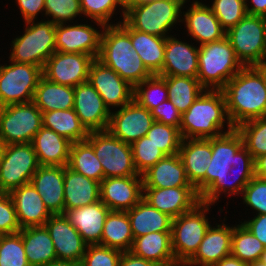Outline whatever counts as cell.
Instances as JSON below:
<instances>
[{
	"mask_svg": "<svg viewBox=\"0 0 266 266\" xmlns=\"http://www.w3.org/2000/svg\"><path fill=\"white\" fill-rule=\"evenodd\" d=\"M211 150V162L206 169V190L199 196L200 202L210 205L217 201L220 192L242 194L255 176L254 158L243 146V139L236 128L211 138ZM237 169L240 171L235 174L233 184L228 181L229 176Z\"/></svg>",
	"mask_w": 266,
	"mask_h": 266,
	"instance_id": "cell-1",
	"label": "cell"
},
{
	"mask_svg": "<svg viewBox=\"0 0 266 266\" xmlns=\"http://www.w3.org/2000/svg\"><path fill=\"white\" fill-rule=\"evenodd\" d=\"M221 91L234 128L243 122L266 117L265 64L244 66Z\"/></svg>",
	"mask_w": 266,
	"mask_h": 266,
	"instance_id": "cell-2",
	"label": "cell"
},
{
	"mask_svg": "<svg viewBox=\"0 0 266 266\" xmlns=\"http://www.w3.org/2000/svg\"><path fill=\"white\" fill-rule=\"evenodd\" d=\"M102 29L105 31L101 35L99 61L133 87L153 75L133 50L130 35L119 24L107 25Z\"/></svg>",
	"mask_w": 266,
	"mask_h": 266,
	"instance_id": "cell-3",
	"label": "cell"
},
{
	"mask_svg": "<svg viewBox=\"0 0 266 266\" xmlns=\"http://www.w3.org/2000/svg\"><path fill=\"white\" fill-rule=\"evenodd\" d=\"M227 119L228 132L234 129L229 120L221 90H205L181 115L180 133L183 139L218 137Z\"/></svg>",
	"mask_w": 266,
	"mask_h": 266,
	"instance_id": "cell-4",
	"label": "cell"
},
{
	"mask_svg": "<svg viewBox=\"0 0 266 266\" xmlns=\"http://www.w3.org/2000/svg\"><path fill=\"white\" fill-rule=\"evenodd\" d=\"M198 49L197 79L206 90H221L244 67L226 36Z\"/></svg>",
	"mask_w": 266,
	"mask_h": 266,
	"instance_id": "cell-5",
	"label": "cell"
},
{
	"mask_svg": "<svg viewBox=\"0 0 266 266\" xmlns=\"http://www.w3.org/2000/svg\"><path fill=\"white\" fill-rule=\"evenodd\" d=\"M265 31V18L249 14L226 31L225 36L243 66L266 64Z\"/></svg>",
	"mask_w": 266,
	"mask_h": 266,
	"instance_id": "cell-6",
	"label": "cell"
},
{
	"mask_svg": "<svg viewBox=\"0 0 266 266\" xmlns=\"http://www.w3.org/2000/svg\"><path fill=\"white\" fill-rule=\"evenodd\" d=\"M209 206L211 205L200 202L191 211L172 220V250L180 266H184L195 255L210 227L205 216Z\"/></svg>",
	"mask_w": 266,
	"mask_h": 266,
	"instance_id": "cell-7",
	"label": "cell"
},
{
	"mask_svg": "<svg viewBox=\"0 0 266 266\" xmlns=\"http://www.w3.org/2000/svg\"><path fill=\"white\" fill-rule=\"evenodd\" d=\"M186 0H153L131 6L123 18L133 29L165 37L169 28L180 20V12Z\"/></svg>",
	"mask_w": 266,
	"mask_h": 266,
	"instance_id": "cell-8",
	"label": "cell"
},
{
	"mask_svg": "<svg viewBox=\"0 0 266 266\" xmlns=\"http://www.w3.org/2000/svg\"><path fill=\"white\" fill-rule=\"evenodd\" d=\"M24 35L12 41L10 61L28 63L43 69L48 58L56 51V25L52 21H29Z\"/></svg>",
	"mask_w": 266,
	"mask_h": 266,
	"instance_id": "cell-9",
	"label": "cell"
},
{
	"mask_svg": "<svg viewBox=\"0 0 266 266\" xmlns=\"http://www.w3.org/2000/svg\"><path fill=\"white\" fill-rule=\"evenodd\" d=\"M86 140L93 146L104 171V178L141 176L133 162L129 144L113 136L108 130L89 132Z\"/></svg>",
	"mask_w": 266,
	"mask_h": 266,
	"instance_id": "cell-10",
	"label": "cell"
},
{
	"mask_svg": "<svg viewBox=\"0 0 266 266\" xmlns=\"http://www.w3.org/2000/svg\"><path fill=\"white\" fill-rule=\"evenodd\" d=\"M42 127V111L33 102L0 107V141L4 145L31 143Z\"/></svg>",
	"mask_w": 266,
	"mask_h": 266,
	"instance_id": "cell-11",
	"label": "cell"
},
{
	"mask_svg": "<svg viewBox=\"0 0 266 266\" xmlns=\"http://www.w3.org/2000/svg\"><path fill=\"white\" fill-rule=\"evenodd\" d=\"M40 164L32 143L4 145L0 159V187L4 193L30 183Z\"/></svg>",
	"mask_w": 266,
	"mask_h": 266,
	"instance_id": "cell-12",
	"label": "cell"
},
{
	"mask_svg": "<svg viewBox=\"0 0 266 266\" xmlns=\"http://www.w3.org/2000/svg\"><path fill=\"white\" fill-rule=\"evenodd\" d=\"M11 63L0 66V107L32 102L35 89L43 76L39 66L14 61Z\"/></svg>",
	"mask_w": 266,
	"mask_h": 266,
	"instance_id": "cell-13",
	"label": "cell"
},
{
	"mask_svg": "<svg viewBox=\"0 0 266 266\" xmlns=\"http://www.w3.org/2000/svg\"><path fill=\"white\" fill-rule=\"evenodd\" d=\"M94 60L87 54L55 51L46 61L42 74L53 83L75 87L88 81Z\"/></svg>",
	"mask_w": 266,
	"mask_h": 266,
	"instance_id": "cell-14",
	"label": "cell"
},
{
	"mask_svg": "<svg viewBox=\"0 0 266 266\" xmlns=\"http://www.w3.org/2000/svg\"><path fill=\"white\" fill-rule=\"evenodd\" d=\"M154 122L151 111L133 99L116 113L111 112L107 130L126 144L132 145L146 136Z\"/></svg>",
	"mask_w": 266,
	"mask_h": 266,
	"instance_id": "cell-15",
	"label": "cell"
},
{
	"mask_svg": "<svg viewBox=\"0 0 266 266\" xmlns=\"http://www.w3.org/2000/svg\"><path fill=\"white\" fill-rule=\"evenodd\" d=\"M88 81L108 108L123 107L133 100L134 87L98 59L90 66Z\"/></svg>",
	"mask_w": 266,
	"mask_h": 266,
	"instance_id": "cell-16",
	"label": "cell"
},
{
	"mask_svg": "<svg viewBox=\"0 0 266 266\" xmlns=\"http://www.w3.org/2000/svg\"><path fill=\"white\" fill-rule=\"evenodd\" d=\"M73 109L88 132L107 130L110 109L89 81L74 87Z\"/></svg>",
	"mask_w": 266,
	"mask_h": 266,
	"instance_id": "cell-17",
	"label": "cell"
},
{
	"mask_svg": "<svg viewBox=\"0 0 266 266\" xmlns=\"http://www.w3.org/2000/svg\"><path fill=\"white\" fill-rule=\"evenodd\" d=\"M59 260L81 263L88 244L64 214L51 215L45 222Z\"/></svg>",
	"mask_w": 266,
	"mask_h": 266,
	"instance_id": "cell-18",
	"label": "cell"
},
{
	"mask_svg": "<svg viewBox=\"0 0 266 266\" xmlns=\"http://www.w3.org/2000/svg\"><path fill=\"white\" fill-rule=\"evenodd\" d=\"M142 197V176L111 177L100 182V200L111 211H127Z\"/></svg>",
	"mask_w": 266,
	"mask_h": 266,
	"instance_id": "cell-19",
	"label": "cell"
},
{
	"mask_svg": "<svg viewBox=\"0 0 266 266\" xmlns=\"http://www.w3.org/2000/svg\"><path fill=\"white\" fill-rule=\"evenodd\" d=\"M178 154L189 182L200 196L206 190V169L212 156L211 138L182 139Z\"/></svg>",
	"mask_w": 266,
	"mask_h": 266,
	"instance_id": "cell-20",
	"label": "cell"
},
{
	"mask_svg": "<svg viewBox=\"0 0 266 266\" xmlns=\"http://www.w3.org/2000/svg\"><path fill=\"white\" fill-rule=\"evenodd\" d=\"M142 198L173 219L200 203L194 187L143 188Z\"/></svg>",
	"mask_w": 266,
	"mask_h": 266,
	"instance_id": "cell-21",
	"label": "cell"
},
{
	"mask_svg": "<svg viewBox=\"0 0 266 266\" xmlns=\"http://www.w3.org/2000/svg\"><path fill=\"white\" fill-rule=\"evenodd\" d=\"M101 35L90 25H56V51L64 53H82L95 59L100 53Z\"/></svg>",
	"mask_w": 266,
	"mask_h": 266,
	"instance_id": "cell-22",
	"label": "cell"
},
{
	"mask_svg": "<svg viewBox=\"0 0 266 266\" xmlns=\"http://www.w3.org/2000/svg\"><path fill=\"white\" fill-rule=\"evenodd\" d=\"M198 54L197 47L166 36L164 63L157 75L197 78Z\"/></svg>",
	"mask_w": 266,
	"mask_h": 266,
	"instance_id": "cell-23",
	"label": "cell"
},
{
	"mask_svg": "<svg viewBox=\"0 0 266 266\" xmlns=\"http://www.w3.org/2000/svg\"><path fill=\"white\" fill-rule=\"evenodd\" d=\"M110 211L99 200L90 205L68 209L64 212V215L88 245H101L104 223Z\"/></svg>",
	"mask_w": 266,
	"mask_h": 266,
	"instance_id": "cell-24",
	"label": "cell"
},
{
	"mask_svg": "<svg viewBox=\"0 0 266 266\" xmlns=\"http://www.w3.org/2000/svg\"><path fill=\"white\" fill-rule=\"evenodd\" d=\"M9 194L14 202L21 229L44 226L52 215L31 182L15 188Z\"/></svg>",
	"mask_w": 266,
	"mask_h": 266,
	"instance_id": "cell-25",
	"label": "cell"
},
{
	"mask_svg": "<svg viewBox=\"0 0 266 266\" xmlns=\"http://www.w3.org/2000/svg\"><path fill=\"white\" fill-rule=\"evenodd\" d=\"M30 182L52 215L64 214V166H40Z\"/></svg>",
	"mask_w": 266,
	"mask_h": 266,
	"instance_id": "cell-26",
	"label": "cell"
},
{
	"mask_svg": "<svg viewBox=\"0 0 266 266\" xmlns=\"http://www.w3.org/2000/svg\"><path fill=\"white\" fill-rule=\"evenodd\" d=\"M233 227L225 224L207 229L195 255L184 265L213 266L231 254Z\"/></svg>",
	"mask_w": 266,
	"mask_h": 266,
	"instance_id": "cell-27",
	"label": "cell"
},
{
	"mask_svg": "<svg viewBox=\"0 0 266 266\" xmlns=\"http://www.w3.org/2000/svg\"><path fill=\"white\" fill-rule=\"evenodd\" d=\"M141 176L143 188L193 187L179 154L166 156Z\"/></svg>",
	"mask_w": 266,
	"mask_h": 266,
	"instance_id": "cell-28",
	"label": "cell"
},
{
	"mask_svg": "<svg viewBox=\"0 0 266 266\" xmlns=\"http://www.w3.org/2000/svg\"><path fill=\"white\" fill-rule=\"evenodd\" d=\"M184 14L186 28L189 34L200 41V46L206 43L221 40L226 31L221 27L219 20L209 6L195 1Z\"/></svg>",
	"mask_w": 266,
	"mask_h": 266,
	"instance_id": "cell-29",
	"label": "cell"
},
{
	"mask_svg": "<svg viewBox=\"0 0 266 266\" xmlns=\"http://www.w3.org/2000/svg\"><path fill=\"white\" fill-rule=\"evenodd\" d=\"M40 166H67L72 142L42 127L31 142Z\"/></svg>",
	"mask_w": 266,
	"mask_h": 266,
	"instance_id": "cell-30",
	"label": "cell"
},
{
	"mask_svg": "<svg viewBox=\"0 0 266 266\" xmlns=\"http://www.w3.org/2000/svg\"><path fill=\"white\" fill-rule=\"evenodd\" d=\"M100 200V183L64 166V212Z\"/></svg>",
	"mask_w": 266,
	"mask_h": 266,
	"instance_id": "cell-31",
	"label": "cell"
},
{
	"mask_svg": "<svg viewBox=\"0 0 266 266\" xmlns=\"http://www.w3.org/2000/svg\"><path fill=\"white\" fill-rule=\"evenodd\" d=\"M130 252L160 266H180L172 250L171 232H150L136 237Z\"/></svg>",
	"mask_w": 266,
	"mask_h": 266,
	"instance_id": "cell-32",
	"label": "cell"
},
{
	"mask_svg": "<svg viewBox=\"0 0 266 266\" xmlns=\"http://www.w3.org/2000/svg\"><path fill=\"white\" fill-rule=\"evenodd\" d=\"M131 37L135 50L146 68L153 74H158L163 67L166 37H158L133 29L124 19L118 23Z\"/></svg>",
	"mask_w": 266,
	"mask_h": 266,
	"instance_id": "cell-33",
	"label": "cell"
},
{
	"mask_svg": "<svg viewBox=\"0 0 266 266\" xmlns=\"http://www.w3.org/2000/svg\"><path fill=\"white\" fill-rule=\"evenodd\" d=\"M126 212L134 238L150 232H171L173 218L160 212L143 198Z\"/></svg>",
	"mask_w": 266,
	"mask_h": 266,
	"instance_id": "cell-34",
	"label": "cell"
},
{
	"mask_svg": "<svg viewBox=\"0 0 266 266\" xmlns=\"http://www.w3.org/2000/svg\"><path fill=\"white\" fill-rule=\"evenodd\" d=\"M19 233L30 266H44L57 259L53 241L45 226L23 228Z\"/></svg>",
	"mask_w": 266,
	"mask_h": 266,
	"instance_id": "cell-35",
	"label": "cell"
},
{
	"mask_svg": "<svg viewBox=\"0 0 266 266\" xmlns=\"http://www.w3.org/2000/svg\"><path fill=\"white\" fill-rule=\"evenodd\" d=\"M32 102L42 112L72 109L74 87L53 83L42 76L35 89Z\"/></svg>",
	"mask_w": 266,
	"mask_h": 266,
	"instance_id": "cell-36",
	"label": "cell"
},
{
	"mask_svg": "<svg viewBox=\"0 0 266 266\" xmlns=\"http://www.w3.org/2000/svg\"><path fill=\"white\" fill-rule=\"evenodd\" d=\"M133 241L127 212L110 211L104 223L101 245L126 252L131 250Z\"/></svg>",
	"mask_w": 266,
	"mask_h": 266,
	"instance_id": "cell-37",
	"label": "cell"
},
{
	"mask_svg": "<svg viewBox=\"0 0 266 266\" xmlns=\"http://www.w3.org/2000/svg\"><path fill=\"white\" fill-rule=\"evenodd\" d=\"M42 122L43 127L55 131L72 143L86 140L89 134L73 108L42 112Z\"/></svg>",
	"mask_w": 266,
	"mask_h": 266,
	"instance_id": "cell-38",
	"label": "cell"
},
{
	"mask_svg": "<svg viewBox=\"0 0 266 266\" xmlns=\"http://www.w3.org/2000/svg\"><path fill=\"white\" fill-rule=\"evenodd\" d=\"M67 167L99 183L104 179L102 164L87 140L72 143Z\"/></svg>",
	"mask_w": 266,
	"mask_h": 266,
	"instance_id": "cell-39",
	"label": "cell"
},
{
	"mask_svg": "<svg viewBox=\"0 0 266 266\" xmlns=\"http://www.w3.org/2000/svg\"><path fill=\"white\" fill-rule=\"evenodd\" d=\"M166 81L168 99L183 114L193 102L205 92L197 78L182 76H162Z\"/></svg>",
	"mask_w": 266,
	"mask_h": 266,
	"instance_id": "cell-40",
	"label": "cell"
},
{
	"mask_svg": "<svg viewBox=\"0 0 266 266\" xmlns=\"http://www.w3.org/2000/svg\"><path fill=\"white\" fill-rule=\"evenodd\" d=\"M265 246L243 224L233 227L231 254L245 263L261 259Z\"/></svg>",
	"mask_w": 266,
	"mask_h": 266,
	"instance_id": "cell-41",
	"label": "cell"
},
{
	"mask_svg": "<svg viewBox=\"0 0 266 266\" xmlns=\"http://www.w3.org/2000/svg\"><path fill=\"white\" fill-rule=\"evenodd\" d=\"M143 86L148 89H145ZM133 99L140 106L152 111L160 103L168 99V90L165 79L162 76L155 74L146 80H143L134 87Z\"/></svg>",
	"mask_w": 266,
	"mask_h": 266,
	"instance_id": "cell-42",
	"label": "cell"
},
{
	"mask_svg": "<svg viewBox=\"0 0 266 266\" xmlns=\"http://www.w3.org/2000/svg\"><path fill=\"white\" fill-rule=\"evenodd\" d=\"M236 129L243 139V146L254 159L266 154V117L243 122Z\"/></svg>",
	"mask_w": 266,
	"mask_h": 266,
	"instance_id": "cell-43",
	"label": "cell"
},
{
	"mask_svg": "<svg viewBox=\"0 0 266 266\" xmlns=\"http://www.w3.org/2000/svg\"><path fill=\"white\" fill-rule=\"evenodd\" d=\"M146 136L167 156L178 154L183 139L179 128L156 121Z\"/></svg>",
	"mask_w": 266,
	"mask_h": 266,
	"instance_id": "cell-44",
	"label": "cell"
},
{
	"mask_svg": "<svg viewBox=\"0 0 266 266\" xmlns=\"http://www.w3.org/2000/svg\"><path fill=\"white\" fill-rule=\"evenodd\" d=\"M0 266H30L19 232L0 235Z\"/></svg>",
	"mask_w": 266,
	"mask_h": 266,
	"instance_id": "cell-45",
	"label": "cell"
},
{
	"mask_svg": "<svg viewBox=\"0 0 266 266\" xmlns=\"http://www.w3.org/2000/svg\"><path fill=\"white\" fill-rule=\"evenodd\" d=\"M131 147L133 151V162L139 175H142L158 161L167 156L147 136L136 140Z\"/></svg>",
	"mask_w": 266,
	"mask_h": 266,
	"instance_id": "cell-46",
	"label": "cell"
},
{
	"mask_svg": "<svg viewBox=\"0 0 266 266\" xmlns=\"http://www.w3.org/2000/svg\"><path fill=\"white\" fill-rule=\"evenodd\" d=\"M247 0H214L211 10L219 20L221 27L227 31L246 15Z\"/></svg>",
	"mask_w": 266,
	"mask_h": 266,
	"instance_id": "cell-47",
	"label": "cell"
},
{
	"mask_svg": "<svg viewBox=\"0 0 266 266\" xmlns=\"http://www.w3.org/2000/svg\"><path fill=\"white\" fill-rule=\"evenodd\" d=\"M122 252L99 244L88 245L80 266H118Z\"/></svg>",
	"mask_w": 266,
	"mask_h": 266,
	"instance_id": "cell-48",
	"label": "cell"
},
{
	"mask_svg": "<svg viewBox=\"0 0 266 266\" xmlns=\"http://www.w3.org/2000/svg\"><path fill=\"white\" fill-rule=\"evenodd\" d=\"M45 15H51L55 25L64 24L81 14L80 0H45Z\"/></svg>",
	"mask_w": 266,
	"mask_h": 266,
	"instance_id": "cell-49",
	"label": "cell"
},
{
	"mask_svg": "<svg viewBox=\"0 0 266 266\" xmlns=\"http://www.w3.org/2000/svg\"><path fill=\"white\" fill-rule=\"evenodd\" d=\"M119 5L116 0H80L82 14L89 16L91 19L101 25V28L107 25L112 14Z\"/></svg>",
	"mask_w": 266,
	"mask_h": 266,
	"instance_id": "cell-50",
	"label": "cell"
},
{
	"mask_svg": "<svg viewBox=\"0 0 266 266\" xmlns=\"http://www.w3.org/2000/svg\"><path fill=\"white\" fill-rule=\"evenodd\" d=\"M242 194L244 203L257 210L258 215L266 214V179L254 176Z\"/></svg>",
	"mask_w": 266,
	"mask_h": 266,
	"instance_id": "cell-51",
	"label": "cell"
},
{
	"mask_svg": "<svg viewBox=\"0 0 266 266\" xmlns=\"http://www.w3.org/2000/svg\"><path fill=\"white\" fill-rule=\"evenodd\" d=\"M20 230L14 202L9 193H3L0 195V235L14 234Z\"/></svg>",
	"mask_w": 266,
	"mask_h": 266,
	"instance_id": "cell-52",
	"label": "cell"
},
{
	"mask_svg": "<svg viewBox=\"0 0 266 266\" xmlns=\"http://www.w3.org/2000/svg\"><path fill=\"white\" fill-rule=\"evenodd\" d=\"M151 113L156 122L180 127L182 114L169 99L160 103Z\"/></svg>",
	"mask_w": 266,
	"mask_h": 266,
	"instance_id": "cell-53",
	"label": "cell"
},
{
	"mask_svg": "<svg viewBox=\"0 0 266 266\" xmlns=\"http://www.w3.org/2000/svg\"><path fill=\"white\" fill-rule=\"evenodd\" d=\"M25 22L34 21L38 12L45 9V0H16Z\"/></svg>",
	"mask_w": 266,
	"mask_h": 266,
	"instance_id": "cell-54",
	"label": "cell"
},
{
	"mask_svg": "<svg viewBox=\"0 0 266 266\" xmlns=\"http://www.w3.org/2000/svg\"><path fill=\"white\" fill-rule=\"evenodd\" d=\"M266 248V214L257 215L242 223Z\"/></svg>",
	"mask_w": 266,
	"mask_h": 266,
	"instance_id": "cell-55",
	"label": "cell"
},
{
	"mask_svg": "<svg viewBox=\"0 0 266 266\" xmlns=\"http://www.w3.org/2000/svg\"><path fill=\"white\" fill-rule=\"evenodd\" d=\"M118 266H160L159 264L134 255L130 251L122 252Z\"/></svg>",
	"mask_w": 266,
	"mask_h": 266,
	"instance_id": "cell-56",
	"label": "cell"
},
{
	"mask_svg": "<svg viewBox=\"0 0 266 266\" xmlns=\"http://www.w3.org/2000/svg\"><path fill=\"white\" fill-rule=\"evenodd\" d=\"M251 3L253 7L249 8L245 2L247 14L266 17V0H251Z\"/></svg>",
	"mask_w": 266,
	"mask_h": 266,
	"instance_id": "cell-57",
	"label": "cell"
},
{
	"mask_svg": "<svg viewBox=\"0 0 266 266\" xmlns=\"http://www.w3.org/2000/svg\"><path fill=\"white\" fill-rule=\"evenodd\" d=\"M255 176L266 179V154L254 159Z\"/></svg>",
	"mask_w": 266,
	"mask_h": 266,
	"instance_id": "cell-58",
	"label": "cell"
},
{
	"mask_svg": "<svg viewBox=\"0 0 266 266\" xmlns=\"http://www.w3.org/2000/svg\"><path fill=\"white\" fill-rule=\"evenodd\" d=\"M213 266H248V263H245L239 258L230 254L221 259L219 262L215 263Z\"/></svg>",
	"mask_w": 266,
	"mask_h": 266,
	"instance_id": "cell-59",
	"label": "cell"
},
{
	"mask_svg": "<svg viewBox=\"0 0 266 266\" xmlns=\"http://www.w3.org/2000/svg\"><path fill=\"white\" fill-rule=\"evenodd\" d=\"M44 266H80V263L70 261V260H59L56 259L51 263L44 265Z\"/></svg>",
	"mask_w": 266,
	"mask_h": 266,
	"instance_id": "cell-60",
	"label": "cell"
},
{
	"mask_svg": "<svg viewBox=\"0 0 266 266\" xmlns=\"http://www.w3.org/2000/svg\"><path fill=\"white\" fill-rule=\"evenodd\" d=\"M117 3L119 4V6H122L124 11L123 13V17H125V12L133 5L136 4L137 0H116Z\"/></svg>",
	"mask_w": 266,
	"mask_h": 266,
	"instance_id": "cell-61",
	"label": "cell"
},
{
	"mask_svg": "<svg viewBox=\"0 0 266 266\" xmlns=\"http://www.w3.org/2000/svg\"><path fill=\"white\" fill-rule=\"evenodd\" d=\"M248 266H266V263L263 262L261 259H259V260L249 263Z\"/></svg>",
	"mask_w": 266,
	"mask_h": 266,
	"instance_id": "cell-62",
	"label": "cell"
},
{
	"mask_svg": "<svg viewBox=\"0 0 266 266\" xmlns=\"http://www.w3.org/2000/svg\"><path fill=\"white\" fill-rule=\"evenodd\" d=\"M261 260L266 263V248L264 252L262 253Z\"/></svg>",
	"mask_w": 266,
	"mask_h": 266,
	"instance_id": "cell-63",
	"label": "cell"
},
{
	"mask_svg": "<svg viewBox=\"0 0 266 266\" xmlns=\"http://www.w3.org/2000/svg\"><path fill=\"white\" fill-rule=\"evenodd\" d=\"M153 0H137L136 4H143V3H147Z\"/></svg>",
	"mask_w": 266,
	"mask_h": 266,
	"instance_id": "cell-64",
	"label": "cell"
},
{
	"mask_svg": "<svg viewBox=\"0 0 266 266\" xmlns=\"http://www.w3.org/2000/svg\"><path fill=\"white\" fill-rule=\"evenodd\" d=\"M3 148H4V144L0 141V159L2 156Z\"/></svg>",
	"mask_w": 266,
	"mask_h": 266,
	"instance_id": "cell-65",
	"label": "cell"
},
{
	"mask_svg": "<svg viewBox=\"0 0 266 266\" xmlns=\"http://www.w3.org/2000/svg\"><path fill=\"white\" fill-rule=\"evenodd\" d=\"M265 84H266V64H265Z\"/></svg>",
	"mask_w": 266,
	"mask_h": 266,
	"instance_id": "cell-66",
	"label": "cell"
},
{
	"mask_svg": "<svg viewBox=\"0 0 266 266\" xmlns=\"http://www.w3.org/2000/svg\"><path fill=\"white\" fill-rule=\"evenodd\" d=\"M3 193H4V192H3V190H2L1 187H0V195L3 194Z\"/></svg>",
	"mask_w": 266,
	"mask_h": 266,
	"instance_id": "cell-67",
	"label": "cell"
}]
</instances>
